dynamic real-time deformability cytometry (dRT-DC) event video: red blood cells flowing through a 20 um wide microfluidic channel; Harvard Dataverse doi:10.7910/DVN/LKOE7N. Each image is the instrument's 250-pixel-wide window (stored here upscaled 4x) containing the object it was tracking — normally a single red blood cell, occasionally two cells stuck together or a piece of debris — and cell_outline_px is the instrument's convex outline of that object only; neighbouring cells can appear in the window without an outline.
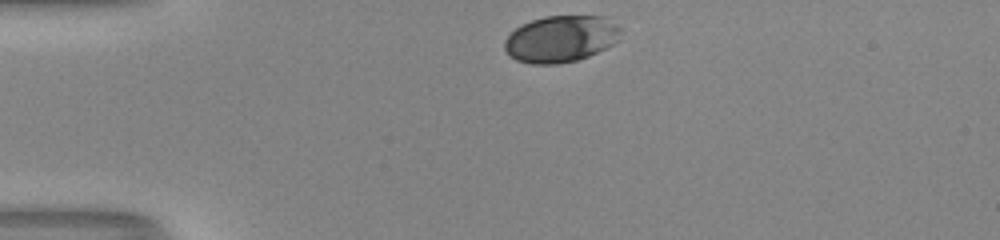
{"species": "human", "species_latin": "Homo sapiens", "temperature_condition": "room temperature", "stored_images_in_passage": 32, "camera_frame_rate_fps": 3000, "um_per_image_px": 0.085, "donor": {"sex": "male"}, "frame": {"image": 1, "passage_image": 1, "time_ms": 0.0, "image_size_px": [1000, 240], "cell_outline_px": [[624, 28], [620, 40], [588, 56], [576, 60], [556, 64], [532, 64], [516, 60], [508, 56], [504, 48], [504, 40], [516, 28], [532, 20], [544, 16], [604, 16]], "centroid_in_image_um": [47.7, 3.3], "position_along_channel_um": 37.3, "area_um2": 31.79}}
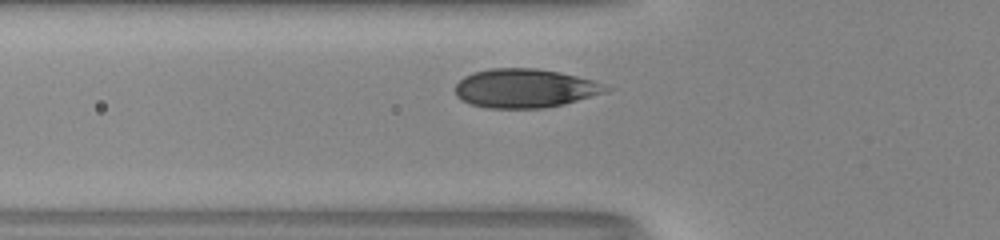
{"frame": {"image": 2, "passage_image": 8, "time_ms": 2.333, "image_size_px": [1000, 240], "cell_outline_px": [[612, 88], [608, 92], [564, 104], [544, 108], [488, 108], [472, 104], [460, 100], [456, 96], [456, 84], [464, 76], [472, 72], [492, 68], [536, 68], [560, 72], [592, 80]], "centroid_in_image_um": [44.61, 7.5], "position_along_channel_um": 81.2, "area_um2": 34.22}}
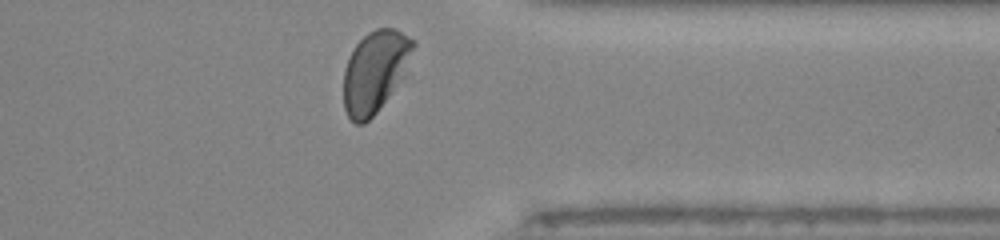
{"frame": {"image": 3, "passage_image": 31, "time_ms": 10.0, "image_size_px": [1000, 240], "cell_outline_px": [[416, 44], [404, 76], [376, 112], [364, 124], [356, 124], [348, 116], [344, 108], [344, 68], [348, 56], [356, 44], [368, 32], [376, 28], [392, 28], [400, 32], [412, 40]], "centroid_in_image_um": [31.86, 6.07], "position_along_channel_um": 379.5, "area_um2": 32.77}, "authors_computed_cell_mechanics": {"area_um2": 34.7378, "velocity_mm_per_s": 3.9563, "shape_relaxation_time_tau1_ms": 2.1487, "shape_relaxation_time_tau2_ms": null, "deformation_change_tau1": 0.1253, "deformation_change_tau2": null}}